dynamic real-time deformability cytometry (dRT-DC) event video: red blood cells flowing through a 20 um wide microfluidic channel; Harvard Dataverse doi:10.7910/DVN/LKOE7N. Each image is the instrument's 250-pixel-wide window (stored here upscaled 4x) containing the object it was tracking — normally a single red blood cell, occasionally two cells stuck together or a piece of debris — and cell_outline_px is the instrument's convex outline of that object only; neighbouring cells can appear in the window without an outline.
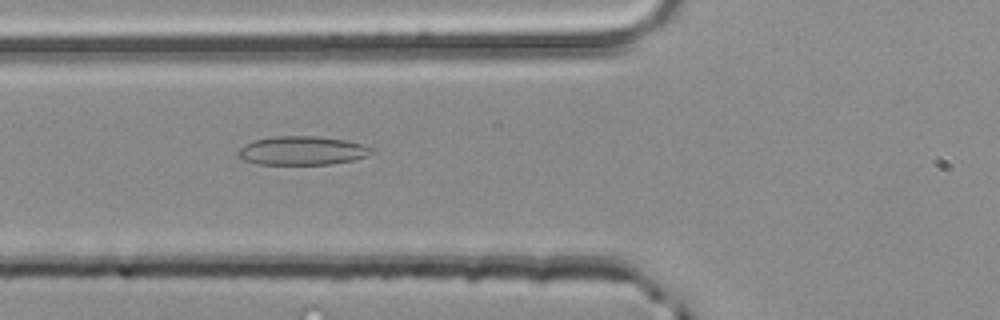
{"species": "common noctule bat (a hibernating species)", "species_latin": "Nyctalus noctula", "temperature_condition": "room temperature", "stored_images_in_passage": 44, "camera_frame_rate_fps": 3000, "um_per_image_px": 0.085, "animal": {"sex": "male", "body_mass_g": 20.4}, "frame": {"image": 1, "passage_image": 12, "time_ms": 3.667, "image_size_px": [1000, 320], "cell_outline_px": [[376, 152], [368, 156], [352, 160], [332, 164], [256, 164], [244, 160], [236, 152], [244, 144], [252, 140], [272, 136], [316, 136], [348, 140], [364, 144], [376, 148]], "centroid_in_image_um": [25.74, 12.79], "position_along_channel_um": 100.1, "area_um2": 22.77}}
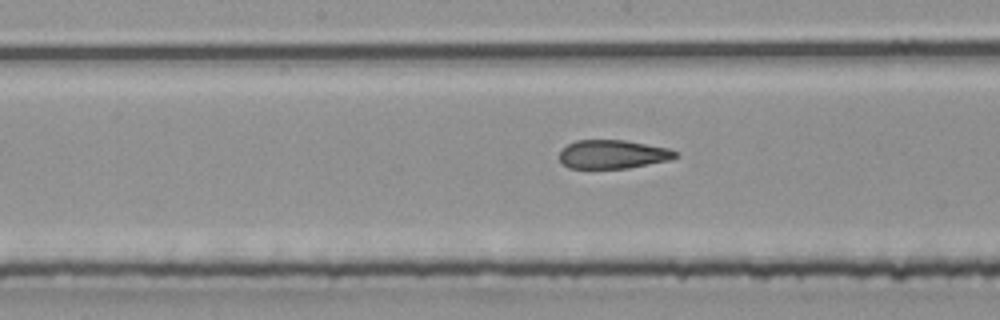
{"frame": {"image": 2, "passage_image": 19, "time_ms": 6.0, "image_size_px": [1000, 320], "cell_outline_px": [[680, 156], [668, 160], [628, 168], [568, 168], [560, 160], [560, 152], [568, 144], [576, 140], [624, 140], [668, 148], [680, 152]], "centroid_in_image_um": [52.12, 13.11], "position_along_channel_um": 196.1, "area_um2": 19.31}}
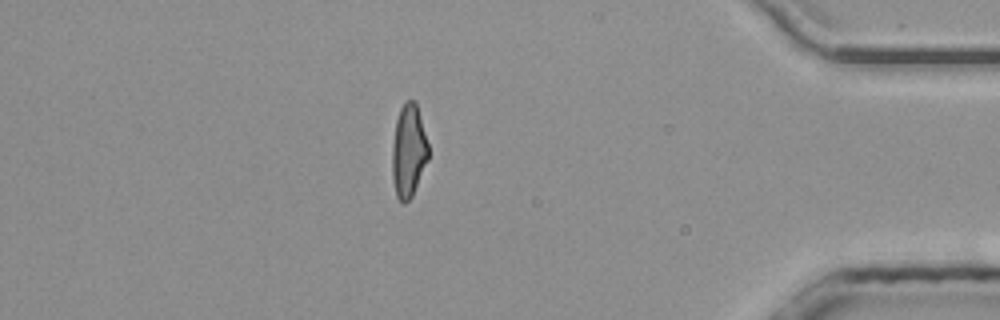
{"frame": {"image": 3, "passage_image": 37, "time_ms": 12.0, "image_size_px": [1000, 320], "cell_outline_px": [[428, 160], [412, 196], [404, 204], [396, 196], [392, 180], [392, 148], [396, 120], [400, 108], [404, 100], [416, 100], [428, 144]], "centroid_in_image_um": [34.72, 12.81], "position_along_channel_um": 400.5, "area_um2": 19.71}, "authors_computed_cell_mechanics": {"area_um2": 20.4901, "velocity_mm_per_s": 4.0778, "shape_relaxation_time_tau1_ms": null, "shape_relaxation_time_tau2_ms": 1.9427, "deformation_change_tau1": null, "deformation_change_tau2": 0.1011}}